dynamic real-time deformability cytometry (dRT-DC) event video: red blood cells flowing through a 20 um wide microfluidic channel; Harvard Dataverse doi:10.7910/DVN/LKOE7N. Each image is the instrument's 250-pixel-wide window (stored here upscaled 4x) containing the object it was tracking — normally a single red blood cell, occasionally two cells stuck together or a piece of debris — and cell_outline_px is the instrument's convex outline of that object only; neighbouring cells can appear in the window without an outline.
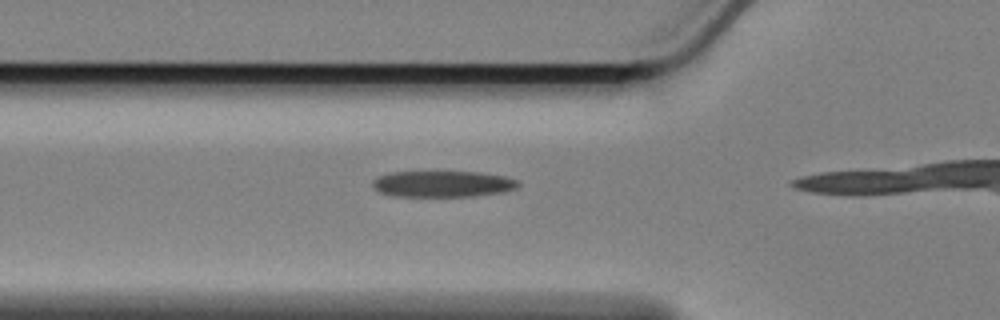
{"species": "Egyptian fruit bat (a non-hibernating species)", "species_latin": "Rousettus aegyptiacus", "temperature_condition": "cold", "stored_images_in_passage": 11, "camera_frame_rate_fps": 3000, "um_per_image_px": 0.085, "animal": {"sex": "female"}, "frame": {"image": 1, "passage_image": 7, "time_ms": 2.0, "image_size_px": [1000, 320], "cell_outline_px": [[520, 184], [516, 188], [504, 192], [472, 196], [396, 196], [380, 192], [372, 184], [372, 180], [380, 176], [392, 172], [436, 168], [480, 172], [504, 176], [520, 180]], "centroid_in_image_um": [37.65, 15.57], "position_along_channel_um": 88.1, "area_um2": 23.41}}
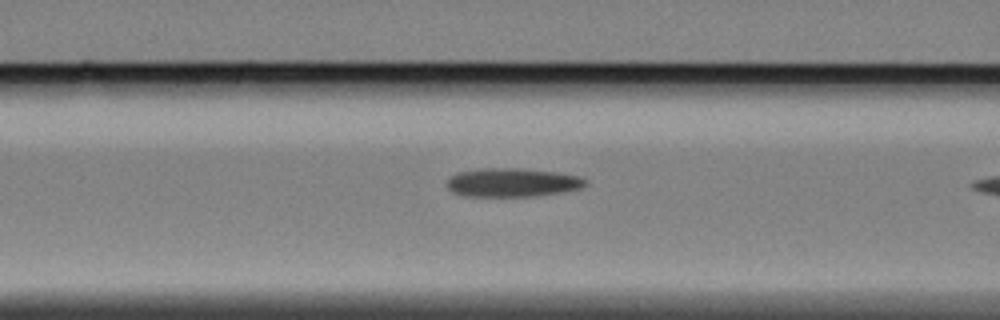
{"frame": {"image": 2, "passage_image": 10, "time_ms": 3.0, "image_size_px": [1000, 320], "cell_outline_px": [[588, 184], [580, 188], [564, 192], [536, 196], [464, 196], [452, 192], [448, 188], [448, 180], [452, 176], [460, 172], [480, 168], [520, 168], [556, 172], [580, 176], [588, 180]], "centroid_in_image_um": [43.6, 15.51], "position_along_channel_um": 123.0, "area_um2": 23.24}}